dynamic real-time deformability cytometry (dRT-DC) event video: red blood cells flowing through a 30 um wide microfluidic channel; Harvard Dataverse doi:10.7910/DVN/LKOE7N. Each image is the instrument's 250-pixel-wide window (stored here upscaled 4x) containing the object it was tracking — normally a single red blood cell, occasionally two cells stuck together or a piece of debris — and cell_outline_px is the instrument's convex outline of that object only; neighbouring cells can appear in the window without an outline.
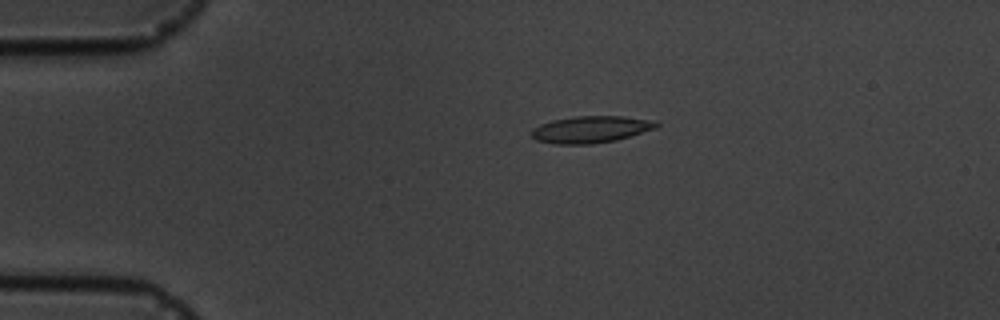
{"species": "common noctule bat (a hibernating species)", "species_latin": "Nyctalus noctula", "temperature_condition": "cold", "stored_images_in_passage": 16, "camera_frame_rate_fps": 3000, "um_per_image_px": 0.085, "animal": {"sex": "male", "body_mass_g": 19.5, "forearm_length_mm": 54.6}, "frame": {"image": 1, "passage_image": 4, "time_ms": 3.667, "image_size_px": [1000, 320], "cell_outline_px": [[660, 124], [656, 128], [632, 136], [616, 140], [592, 144], [556, 144], [536, 140], [528, 132], [532, 128], [540, 124], [552, 120], [572, 116], [624, 116], [656, 120]], "centroid_in_image_um": [50.22, 10.99], "position_along_channel_um": 34.8, "area_um2": 19.88}}
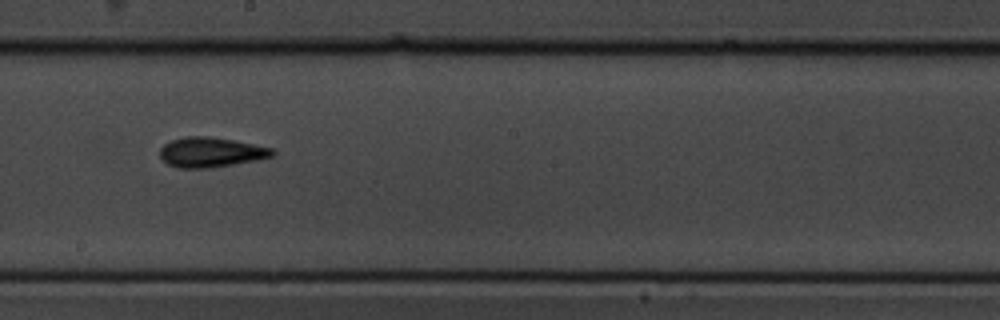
{"frame": {"image": 2, "passage_image": 10, "time_ms": 10.333, "image_size_px": [1000, 320], "cell_outline_px": [[276, 152], [272, 156], [256, 160], [208, 168], [176, 168], [168, 164], [160, 156], [160, 148], [164, 144], [172, 140], [184, 136], [208, 136], [232, 140], [276, 148]], "centroid_in_image_um": [17.93, 12.93], "position_along_channel_um": 230.3, "area_um2": 19.59}}
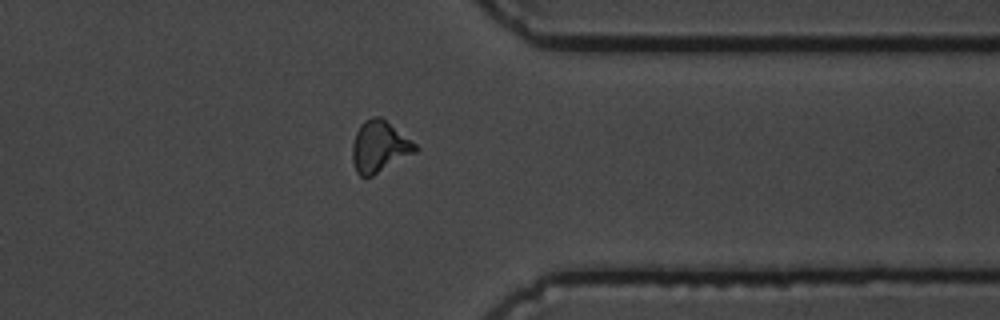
{"frame": {"image": 3, "passage_image": 14, "time_ms": 14.667, "image_size_px": [1000, 320], "cell_outline_px": [[420, 148], [416, 152], [372, 176], [360, 176], [356, 172], [352, 160], [352, 144], [356, 132], [360, 124], [364, 120], [372, 116], [380, 116], [416, 144]], "centroid_in_image_um": [32.23, 12.46], "position_along_channel_um": 379.2, "area_um2": 18.79}, "authors_computed_cell_mechanics": {"area_um2": 18.3804, "velocity_mm_per_s": 3.5655, "shape_relaxation_time_tau1_ms": 4.4885, "shape_relaxation_time_tau2_ms": 2.8552, "deformation_change_tau1": 0.113, "deformation_change_tau2": 0.0953}}